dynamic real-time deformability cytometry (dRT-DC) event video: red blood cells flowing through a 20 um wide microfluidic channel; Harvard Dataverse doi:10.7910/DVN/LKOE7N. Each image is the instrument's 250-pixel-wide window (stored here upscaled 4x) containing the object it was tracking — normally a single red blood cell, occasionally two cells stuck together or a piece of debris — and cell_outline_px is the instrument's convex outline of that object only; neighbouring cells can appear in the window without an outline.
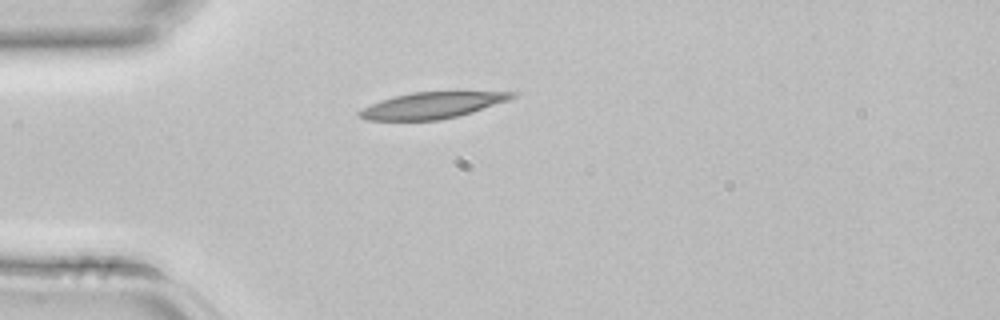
{"species": "common noctule bat (a hibernating species)", "species_latin": "Nyctalus noctula", "temperature_condition": "room temperature", "stored_images_in_passage": 1, "camera_frame_rate_fps": 3000, "um_per_image_px": 0.085, "animal": {"sex": "female", "body_mass_g": 22.7, "forearm_length_mm": 54.2}, "frame": {"image": 1, "passage_image": 1, "time_ms": 0.0, "image_size_px": [1000, 320], "cell_outline_px": [[520, 92], [516, 96], [508, 100], [460, 116], [440, 120], [364, 120], [356, 116], [356, 112], [380, 100], [412, 92], [456, 88]], "centroid_in_image_um": [36.86, 8.88], "position_along_channel_um": 48.1, "area_um2": 24.8}}